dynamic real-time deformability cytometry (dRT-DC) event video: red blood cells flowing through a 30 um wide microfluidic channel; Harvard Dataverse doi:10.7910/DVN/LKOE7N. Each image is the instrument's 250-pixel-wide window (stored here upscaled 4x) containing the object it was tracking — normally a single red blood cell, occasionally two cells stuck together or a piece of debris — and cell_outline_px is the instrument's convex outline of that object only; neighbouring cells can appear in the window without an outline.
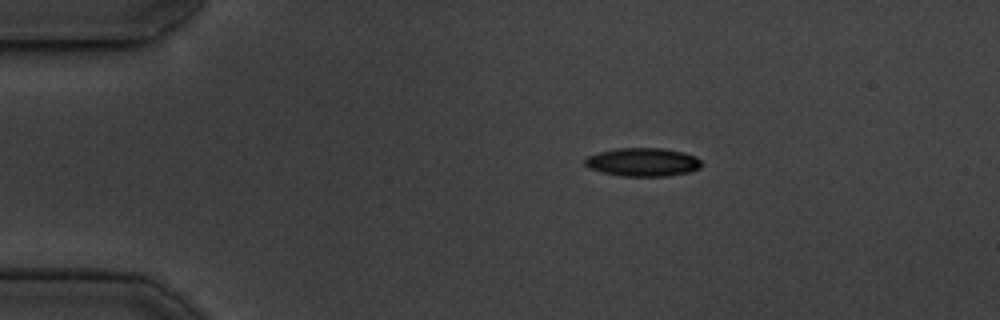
{"species": "common noctule bat (a hibernating species)", "species_latin": "Nyctalus noctula", "temperature_condition": "cold", "stored_images_in_passage": 45, "camera_frame_rate_fps": 3000, "um_per_image_px": 0.085, "animal": {"sex": "male", "body_mass_g": 19.5, "forearm_length_mm": 54.6}, "frame": {"image": 1, "passage_image": 1, "time_ms": 0.0, "image_size_px": [1000, 320], "cell_outline_px": [[704, 164], [700, 168], [688, 172], [668, 176], [620, 176], [600, 172], [588, 168], [584, 164], [584, 160], [588, 156], [600, 152], [616, 148], [664, 148], [684, 152], [696, 156]], "centroid_in_image_um": [54.65, 13.78], "position_along_channel_um": 30.4, "area_um2": 19.54}}
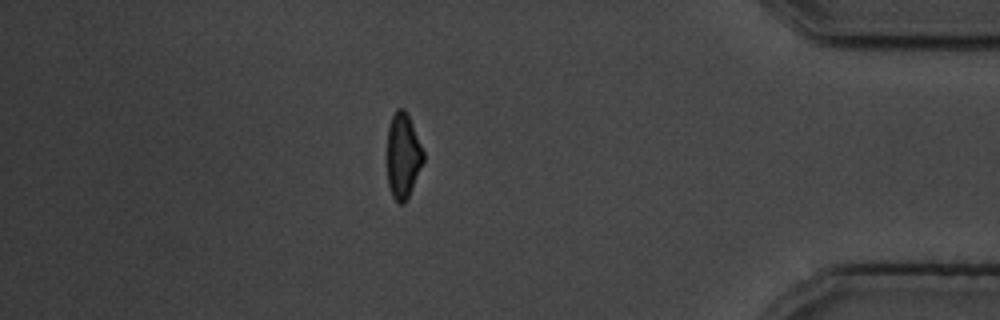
{"frame": {"image": 2, "passage_image": 38, "time_ms": 12.333, "image_size_px": [1000, 320], "cell_outline_px": [[424, 160], [412, 188], [404, 204], [400, 204], [392, 196], [388, 184], [388, 128], [392, 116], [396, 108], [404, 108], [412, 124], [424, 152]], "centroid_in_image_um": [34.25, 13.23], "position_along_channel_um": 400.9, "area_um2": 17.69}}
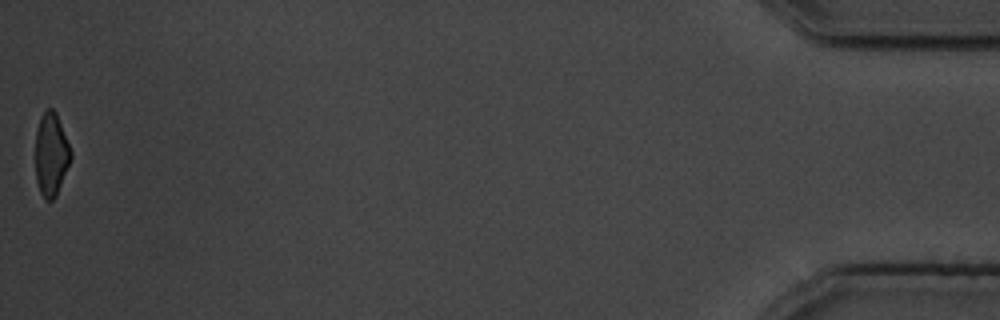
{"frame": {"image": 3, "passage_image": 45, "time_ms": 14.667, "image_size_px": [1000, 320], "cell_outline_px": [[72, 156], [56, 196], [52, 200], [44, 200], [40, 192], [36, 180], [36, 132], [40, 116], [44, 108], [52, 108], [56, 112], [72, 152]], "centroid_in_image_um": [4.34, 13.1], "position_along_channel_um": 430.9, "area_um2": 17.17}, "authors_computed_cell_mechanics": {"area_um2": 19.1318, "velocity_mm_per_s": 3.7338, "shape_relaxation_time_tau1_ms": 3.4788, "shape_relaxation_time_tau2_ms": 4.457, "deformation_change_tau1": 0.1465, "deformation_change_tau2": 0.1243}}